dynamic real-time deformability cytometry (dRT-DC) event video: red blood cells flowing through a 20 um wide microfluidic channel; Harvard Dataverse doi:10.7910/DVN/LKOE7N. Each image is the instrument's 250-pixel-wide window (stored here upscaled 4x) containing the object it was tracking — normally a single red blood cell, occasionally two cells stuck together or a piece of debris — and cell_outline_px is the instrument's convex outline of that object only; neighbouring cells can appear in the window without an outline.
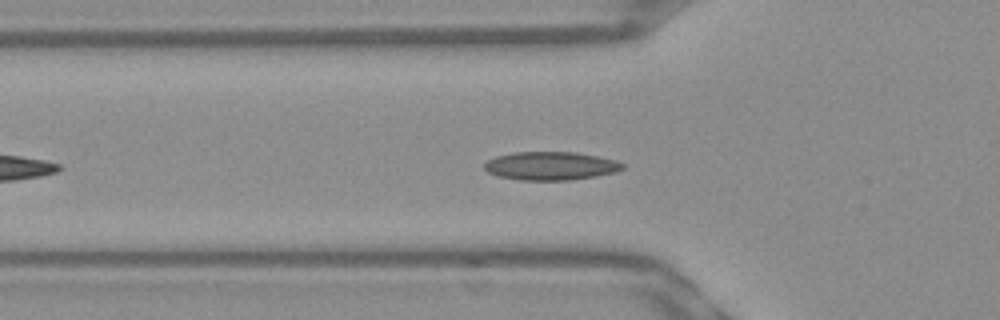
{"species": "Egyptian fruit bat (a non-hibernating species)", "species_latin": "Rousettus aegyptiacus", "temperature_condition": "warm", "stored_images_in_passage": 43, "camera_frame_rate_fps": 3000, "um_per_image_px": 0.085, "frame": {"image": 1, "passage_image": 8, "time_ms": 2.333, "image_size_px": [1000, 320], "cell_outline_px": [[624, 168], [616, 172], [596, 176], [568, 180], [520, 180], [500, 176], [488, 172], [484, 168], [484, 164], [488, 160], [496, 156], [512, 152], [576, 152], [616, 160], [624, 164]], "centroid_in_image_um": [46.82, 14.09], "position_along_channel_um": 79.0, "area_um2": 22.77}}
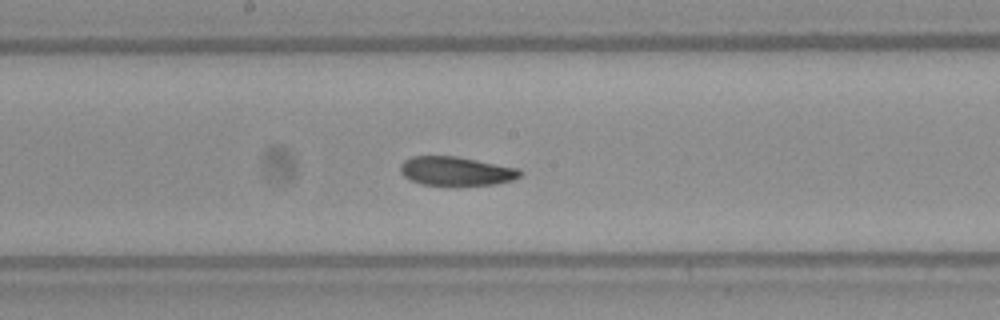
{"frame": {"image": 2, "passage_image": 18, "time_ms": 5.667, "image_size_px": [1000, 320], "cell_outline_px": [[520, 176], [512, 180], [496, 184], [448, 188], [420, 184], [404, 176], [400, 172], [400, 164], [404, 160], [412, 156], [456, 156], [520, 168]], "centroid_in_image_um": [38.75, 14.59], "position_along_channel_um": 209.5, "area_um2": 20.98}}
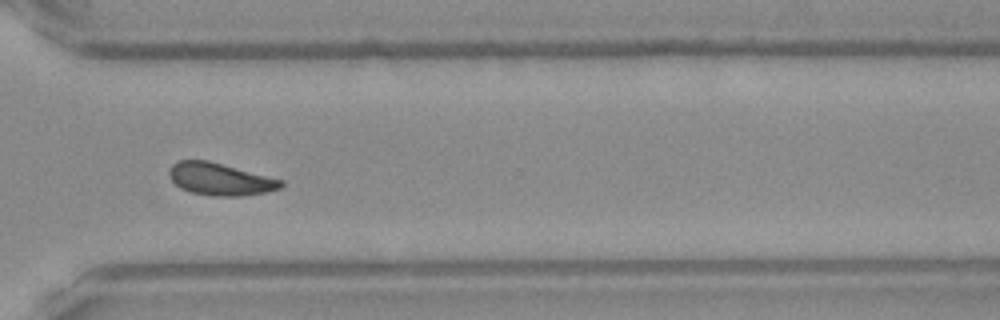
{"frame": {"image": 3, "passage_image": 29, "time_ms": 9.333, "image_size_px": [1000, 320], "cell_outline_px": [[284, 184], [280, 188], [268, 192], [240, 196], [212, 196], [192, 192], [180, 188], [168, 176], [168, 172], [172, 164], [180, 160], [208, 160], [284, 180]], "centroid_in_image_um": [18.72, 15.23], "position_along_channel_um": 351.9, "area_um2": 21.1}, "authors_computed_cell_mechanics": {"area_um2": 21.0392, "velocity_mm_per_s": 3.8848, "shape_relaxation_time_tau1_ms": 8.9556, "shape_relaxation_time_tau2_ms": 3.6745, "deformation_change_tau1": 0.1639, "deformation_change_tau2": 0.0815}}